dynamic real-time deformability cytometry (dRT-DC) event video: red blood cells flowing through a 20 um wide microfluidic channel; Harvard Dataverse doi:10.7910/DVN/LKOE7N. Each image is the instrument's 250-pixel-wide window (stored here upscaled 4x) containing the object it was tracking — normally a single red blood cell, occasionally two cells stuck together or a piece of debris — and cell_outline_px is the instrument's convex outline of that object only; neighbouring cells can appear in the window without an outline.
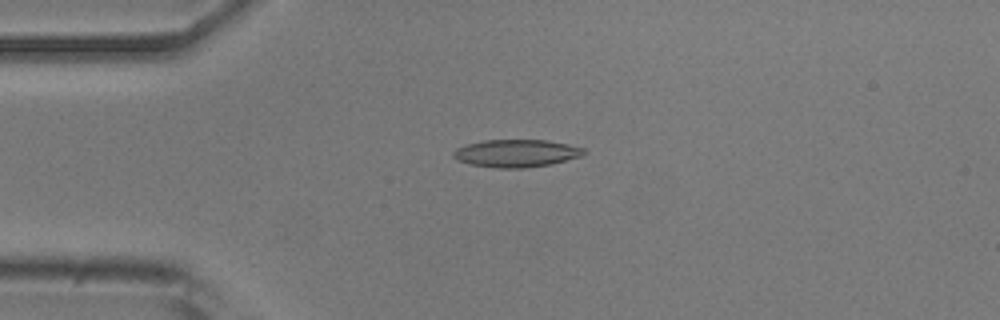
{"species": "common noctule bat (a hibernating species)", "species_latin": "Nyctalus noctula", "temperature_condition": "room temperature", "stored_images_in_passage": 4, "camera_frame_rate_fps": 3000, "um_per_image_px": 0.085, "animal": {"sex": "male", "body_mass_g": 20.5, "forearm_length_mm": 52.5}, "frame": {"image": 1, "passage_image": 3, "time_ms": 0.667, "image_size_px": [1000, 320], "cell_outline_px": [[588, 152], [580, 156], [552, 164], [524, 168], [500, 168], [472, 164], [460, 160], [452, 156], [452, 152], [456, 148], [468, 144], [484, 140], [544, 140], [568, 144], [584, 148]], "centroid_in_image_um": [43.91, 13.02], "position_along_channel_um": 41.1, "area_um2": 20.81}}